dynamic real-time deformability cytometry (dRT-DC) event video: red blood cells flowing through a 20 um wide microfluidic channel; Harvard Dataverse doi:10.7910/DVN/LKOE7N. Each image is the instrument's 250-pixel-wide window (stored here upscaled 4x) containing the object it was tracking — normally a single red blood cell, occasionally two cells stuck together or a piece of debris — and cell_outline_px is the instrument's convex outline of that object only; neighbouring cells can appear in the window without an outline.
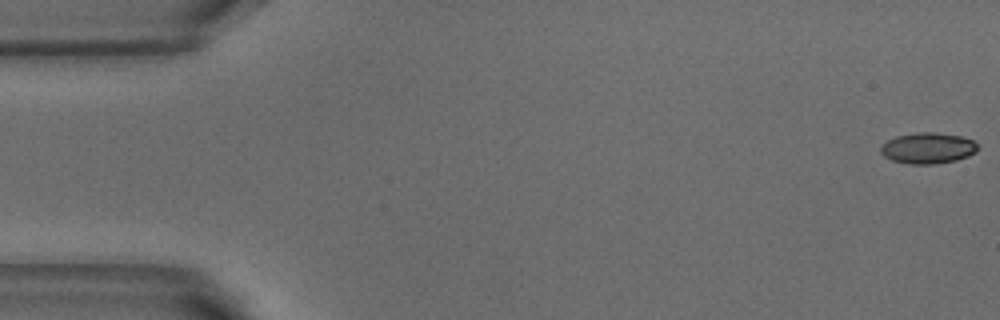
{"species": "common noctule bat (a hibernating species)", "species_latin": "Nyctalus noctula", "temperature_condition": "warm", "stored_images_in_passage": 5, "camera_frame_rate_fps": 3000, "um_per_image_px": 0.085, "animal": {"sex": "male", "body_mass_g": 18.8}, "frame": {"image": 1, "passage_image": 1, "time_ms": 0.0, "image_size_px": [1000, 320], "cell_outline_px": [[976, 152], [968, 156], [956, 160], [936, 164], [908, 164], [892, 160], [884, 156], [880, 152], [880, 148], [888, 140], [896, 136], [920, 132], [932, 132], [960, 136], [972, 140], [976, 144]], "centroid_in_image_um": [78.85, 12.6], "position_along_channel_um": 6.2, "area_um2": 17.34}}
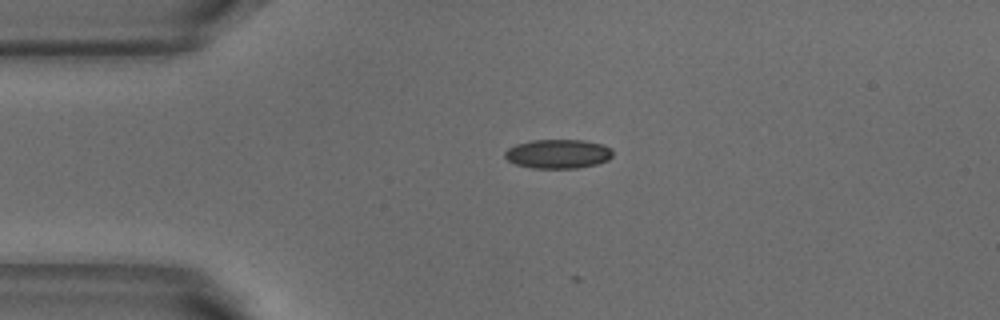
{"frame": {"image": 2, "passage_image": 4, "time_ms": 1.0, "image_size_px": [1000, 320], "cell_outline_px": [[612, 156], [608, 160], [596, 164], [576, 168], [532, 168], [516, 164], [508, 160], [504, 156], [504, 152], [508, 148], [516, 144], [532, 140], [584, 140], [604, 144], [612, 148]], "centroid_in_image_um": [47.44, 13.07], "position_along_channel_um": 37.6, "area_um2": 18.38}}